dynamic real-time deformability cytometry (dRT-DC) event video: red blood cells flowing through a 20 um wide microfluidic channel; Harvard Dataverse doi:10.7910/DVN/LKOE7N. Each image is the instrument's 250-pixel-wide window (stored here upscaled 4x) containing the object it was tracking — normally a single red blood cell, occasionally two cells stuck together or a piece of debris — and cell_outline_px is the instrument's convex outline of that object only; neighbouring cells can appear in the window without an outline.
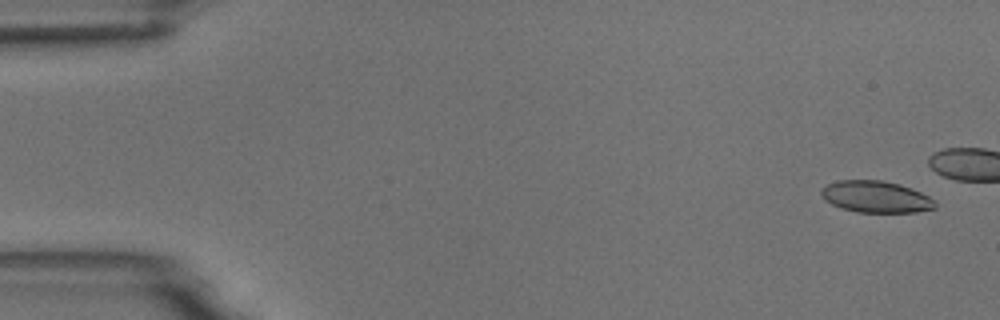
{"species": "common noctule bat (a hibernating species)", "species_latin": "Nyctalus noctula", "temperature_condition": "room temperature", "stored_images_in_passage": 5, "camera_frame_rate_fps": 3000, "um_per_image_px": 0.085, "animal": {"sex": "male", "body_mass_g": 18.8}, "frame": {"image": 1, "passage_image": 1, "time_ms": 0.0, "image_size_px": [1000, 320], "cell_outline_px": [[936, 208], [916, 212], [856, 212], [840, 208], [824, 200], [820, 192], [828, 184], [836, 180], [880, 180], [900, 184], [912, 188], [936, 200]], "centroid_in_image_um": [74.46, 16.73], "position_along_channel_um": 10.5, "area_um2": 21.1}}
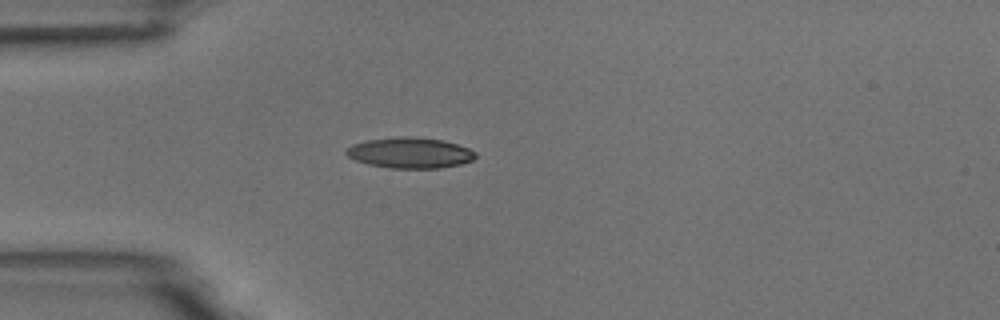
{"frame": {"image": 2, "passage_image": 5, "time_ms": 5.667, "image_size_px": [1000, 320], "cell_outline_px": [[476, 156], [472, 160], [460, 164], [440, 168], [388, 168], [368, 164], [356, 160], [348, 156], [344, 152], [352, 144], [368, 140], [396, 136], [412, 136], [444, 140], [468, 148], [476, 152]], "centroid_in_image_um": [34.85, 12.98], "position_along_channel_um": 50.2, "area_um2": 23.18}}